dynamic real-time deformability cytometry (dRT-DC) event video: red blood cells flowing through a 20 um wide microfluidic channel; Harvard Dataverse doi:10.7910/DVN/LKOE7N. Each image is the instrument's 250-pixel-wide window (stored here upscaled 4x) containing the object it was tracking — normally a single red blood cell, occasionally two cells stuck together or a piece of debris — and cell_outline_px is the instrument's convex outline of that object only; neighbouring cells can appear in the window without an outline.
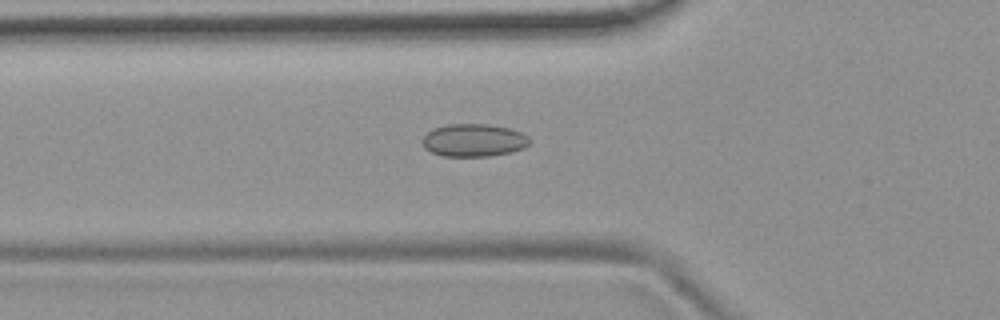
{"species": "common noctule bat (a hibernating species)", "species_latin": "Nyctalus noctula", "temperature_condition": "room temperature", "stored_images_in_passage": 53, "camera_frame_rate_fps": 3000, "um_per_image_px": 0.085, "animal": {"sex": "female", "body_mass_g": 19.9}, "frame": {"image": 1, "passage_image": 18, "time_ms": 5.667, "image_size_px": [1000, 320], "cell_outline_px": [[532, 140], [524, 148], [512, 152], [488, 156], [444, 156], [432, 152], [424, 148], [420, 140], [432, 128], [448, 124], [488, 124], [508, 128], [520, 132], [528, 136]], "centroid_in_image_um": [40.25, 11.92], "position_along_channel_um": 85.5, "area_um2": 20.58}}
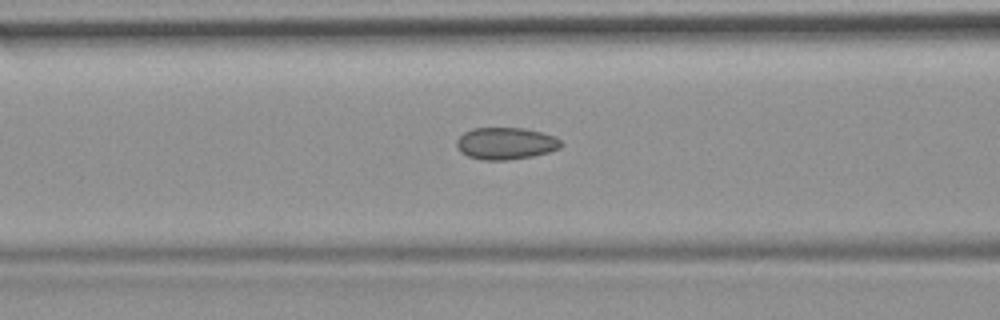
{"frame": {"image": 2, "passage_image": 21, "time_ms": 6.667, "image_size_px": [1000, 320], "cell_outline_px": [[564, 144], [560, 148], [548, 152], [532, 156], [508, 160], [484, 160], [468, 156], [460, 152], [456, 148], [456, 140], [464, 132], [472, 128], [524, 128], [556, 136]], "centroid_in_image_um": [42.98, 12.19], "position_along_channel_um": 123.6, "area_um2": 19.59}}
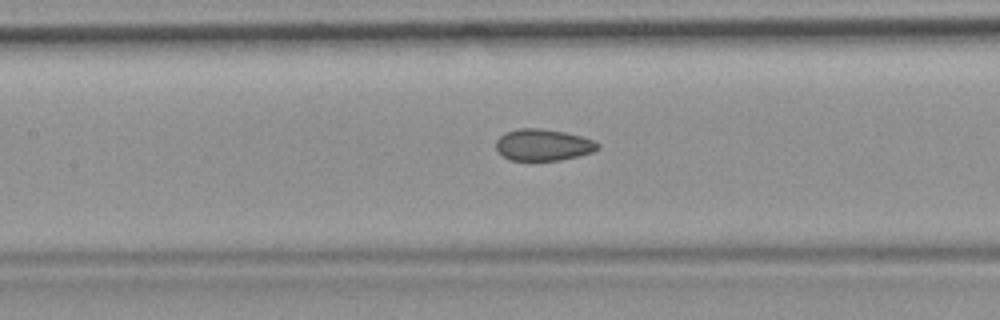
{"frame": {"image": 3, "passage_image": 24, "time_ms": 7.667, "image_size_px": [1000, 320], "cell_outline_px": [[600, 148], [592, 152], [580, 156], [560, 160], [512, 160], [504, 156], [496, 148], [496, 140], [500, 136], [516, 128], [540, 128], [564, 132], [580, 136], [592, 140], [600, 144]], "centroid_in_image_um": [46.19, 12.31], "position_along_channel_um": 161.2, "area_um2": 18.61}, "authors_computed_cell_mechanics": {"area_um2": 19.4208, "velocity_mm_per_s": 3.7574, "shape_relaxation_time_tau1_ms": null, "shape_relaxation_time_tau2_ms": 2.0025, "deformation_change_tau1": null, "deformation_change_tau2": 0.0734}}